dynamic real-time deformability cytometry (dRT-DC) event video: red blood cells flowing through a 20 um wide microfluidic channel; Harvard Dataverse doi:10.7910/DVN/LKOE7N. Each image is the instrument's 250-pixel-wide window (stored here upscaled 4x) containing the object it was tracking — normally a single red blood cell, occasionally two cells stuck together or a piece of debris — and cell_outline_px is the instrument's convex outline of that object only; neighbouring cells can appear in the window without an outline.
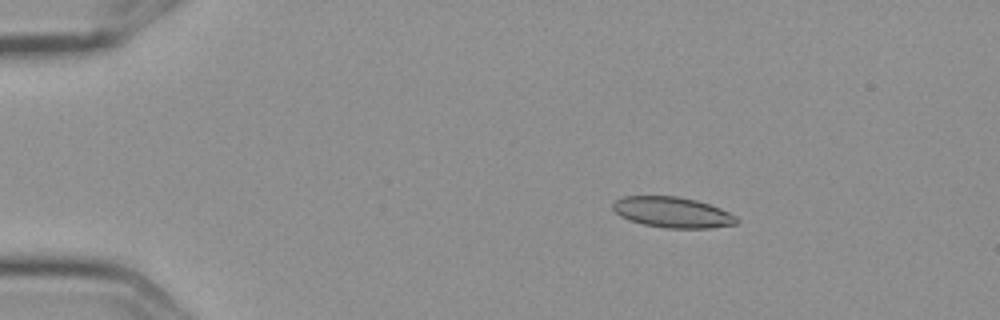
{"species": "Egyptian fruit bat (a non-hibernating species)", "species_latin": "Rousettus aegyptiacus", "temperature_condition": "cold", "stored_images_in_passage": 15, "camera_frame_rate_fps": 3000, "um_per_image_px": 0.085, "frame": {"image": 1, "passage_image": 3, "time_ms": 0.667, "image_size_px": [1000, 320], "cell_outline_px": [[740, 220], [736, 224], [708, 228], [668, 228], [644, 224], [628, 220], [620, 216], [612, 208], [612, 204], [616, 200], [624, 196], [676, 196], [696, 200], [720, 208], [736, 216]], "centroid_in_image_um": [57.15, 18.04], "position_along_channel_um": 27.8, "area_um2": 22.02}}
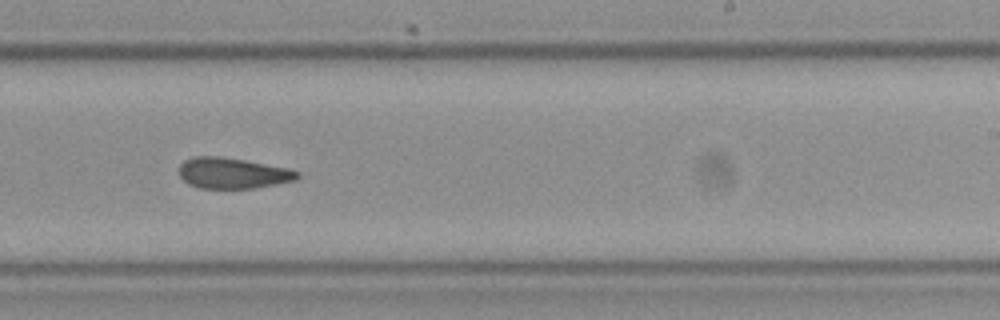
{"frame": {"image": 2, "passage_image": 10, "time_ms": 3.0, "image_size_px": [1000, 320], "cell_outline_px": [[300, 176], [296, 180], [256, 188], [200, 188], [188, 184], [180, 176], [180, 164], [184, 160], [196, 156], [220, 156], [244, 160], [288, 168], [300, 172]], "centroid_in_image_um": [19.79, 14.72], "position_along_channel_um": 269.2, "area_um2": 21.21}}
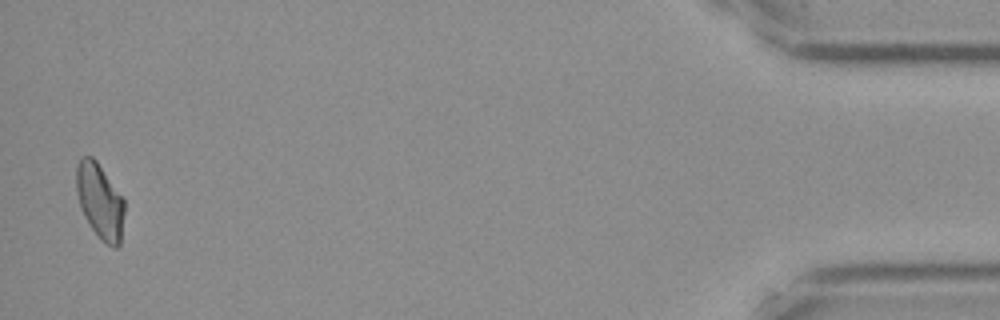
{"frame": {"image": 3, "passage_image": 15, "time_ms": 4.667, "image_size_px": [1000, 320], "cell_outline_px": [[124, 212], [120, 244], [116, 248], [112, 248], [100, 240], [84, 216], [80, 208], [76, 192], [76, 164], [80, 156], [92, 156], [96, 160], [124, 200]], "centroid_in_image_um": [8.47, 17.1], "position_along_channel_um": 426.7, "area_um2": 21.15}}